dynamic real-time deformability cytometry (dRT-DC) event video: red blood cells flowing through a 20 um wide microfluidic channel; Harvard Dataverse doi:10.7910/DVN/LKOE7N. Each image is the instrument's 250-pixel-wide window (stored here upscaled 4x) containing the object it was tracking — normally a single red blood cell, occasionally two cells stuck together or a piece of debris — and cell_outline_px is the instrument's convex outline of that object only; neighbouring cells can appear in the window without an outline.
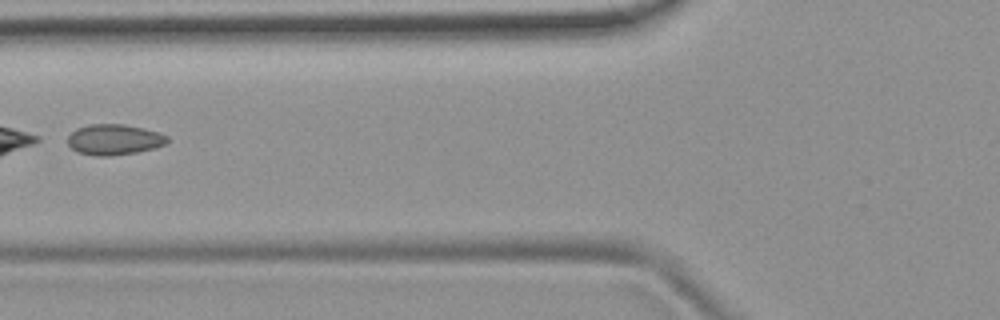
{"species": "common noctule bat (a hibernating species)", "species_latin": "Nyctalus noctula", "temperature_condition": "room temperature", "stored_images_in_passage": 5, "camera_frame_rate_fps": 3000, "um_per_image_px": 0.085, "animal": {"sex": "female", "body_mass_g": 19.9}, "frame": {"image": 1, "passage_image": 5, "time_ms": 1.333, "image_size_px": [1000, 320], "cell_outline_px": [[168, 140], [164, 144], [152, 148], [136, 152], [112, 156], [96, 156], [76, 152], [68, 144], [68, 136], [76, 128], [88, 124], [124, 124], [144, 128], [160, 132], [168, 136]], "centroid_in_image_um": [9.68, 11.86], "position_along_channel_um": 116.1, "area_um2": 17.86}}